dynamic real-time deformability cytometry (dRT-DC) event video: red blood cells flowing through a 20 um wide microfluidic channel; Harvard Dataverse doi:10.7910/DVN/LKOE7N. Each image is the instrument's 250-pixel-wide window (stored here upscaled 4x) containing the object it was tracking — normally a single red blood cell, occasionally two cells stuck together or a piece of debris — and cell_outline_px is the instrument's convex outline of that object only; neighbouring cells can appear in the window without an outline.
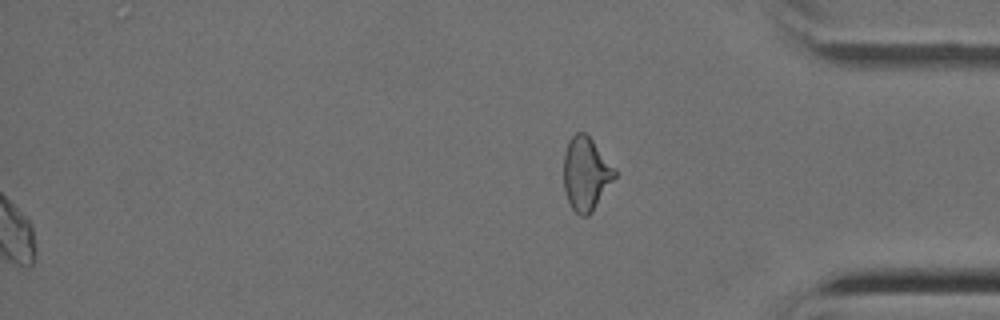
{"species": "Egyptian fruit bat (a non-hibernating species)", "species_latin": "Rousettus aegyptiacus", "temperature_condition": "cold", "stored_images_in_passage": 40, "segment_of_instrument_passage": [2, 2], "camera_frame_rate_fps": 3000, "um_per_image_px": 0.085, "animal": {"sex": "female"}, "frame": {"image": 1, "passage_image": 40, "time_ms": 13.0, "image_size_px": [1000, 320], "cell_outline_px": [[616, 176], [592, 212], [588, 216], [580, 216], [572, 208], [568, 200], [564, 188], [564, 152], [568, 140], [576, 132], [584, 132], [592, 140], [616, 168]], "centroid_in_image_um": [49.8, 14.76], "position_along_channel_um": 385.4, "area_um2": 21.79}}